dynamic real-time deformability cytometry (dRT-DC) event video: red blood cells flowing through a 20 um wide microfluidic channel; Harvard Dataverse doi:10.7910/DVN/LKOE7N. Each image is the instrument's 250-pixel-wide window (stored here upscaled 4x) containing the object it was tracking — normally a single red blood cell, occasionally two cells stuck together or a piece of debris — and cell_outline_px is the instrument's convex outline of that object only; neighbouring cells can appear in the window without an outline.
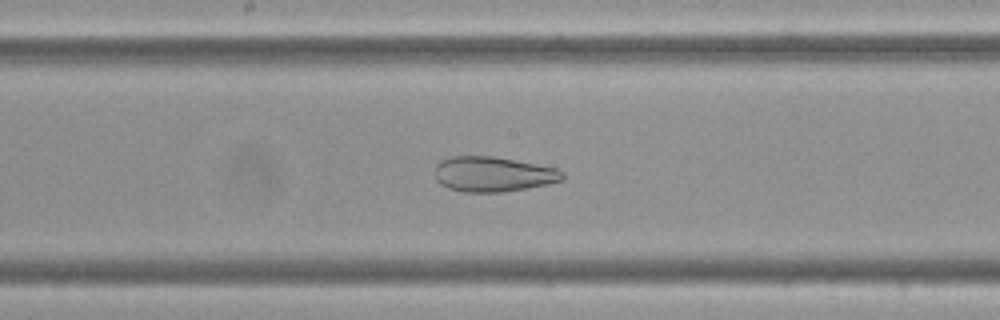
{"species": "Egyptian fruit bat (a non-hibernating species)", "species_latin": "Rousettus aegyptiacus", "temperature_condition": "cold", "stored_images_in_passage": 52, "camera_frame_rate_fps": 3000, "um_per_image_px": 0.085, "frame": {"image": 1, "passage_image": 30, "time_ms": 9.667, "image_size_px": [1000, 320], "cell_outline_px": [[564, 176], [560, 180], [548, 184], [528, 188], [500, 192], [464, 192], [448, 188], [440, 184], [436, 180], [436, 164], [440, 160], [452, 156], [492, 156], [536, 164], [556, 168], [564, 172]], "centroid_in_image_um": [41.88, 14.8], "position_along_channel_um": 206.3, "area_um2": 26.01}}
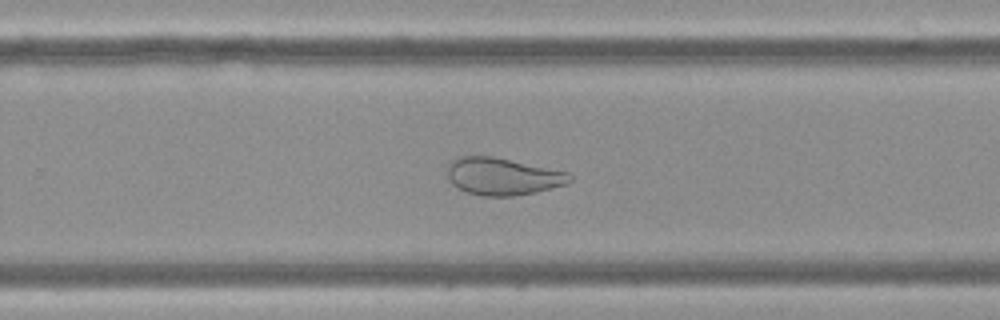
{"frame": {"image": 2, "passage_image": 37, "time_ms": 12.0, "image_size_px": [1000, 320], "cell_outline_px": [[572, 180], [568, 184], [536, 192], [512, 196], [480, 196], [456, 188], [452, 184], [448, 176], [448, 168], [452, 160], [456, 156], [492, 156], [568, 172], [572, 176]], "centroid_in_image_um": [42.73, 15.0], "position_along_channel_um": 287.1, "area_um2": 26.59}}
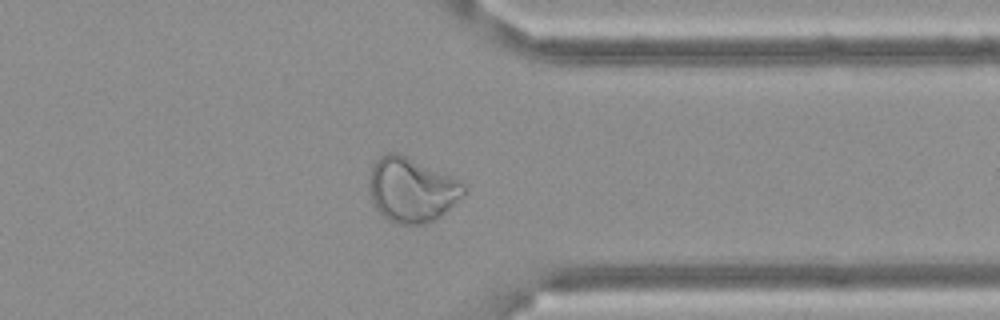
{"frame": {"image": 3, "passage_image": 45, "time_ms": 14.667, "image_size_px": [1000, 320], "cell_outline_px": [[464, 192], [440, 216], [424, 224], [396, 224], [388, 220], [372, 204], [368, 192], [368, 180], [372, 168], [376, 160], [384, 152], [396, 152], [452, 176], [464, 184]], "centroid_in_image_um": [34.91, 16.12], "position_along_channel_um": 376.5, "area_um2": 35.26}}